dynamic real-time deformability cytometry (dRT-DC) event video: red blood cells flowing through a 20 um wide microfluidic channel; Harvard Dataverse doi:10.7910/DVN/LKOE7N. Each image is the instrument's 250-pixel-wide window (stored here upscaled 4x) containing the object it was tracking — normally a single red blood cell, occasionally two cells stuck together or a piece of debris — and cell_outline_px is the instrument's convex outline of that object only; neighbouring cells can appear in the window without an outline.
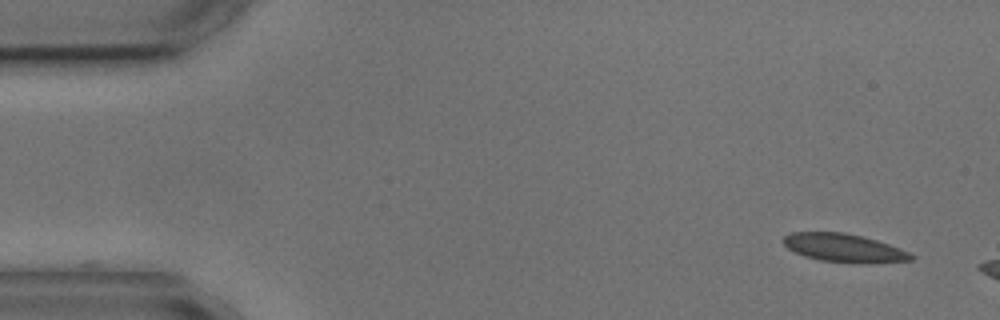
{"species": "common noctule bat (a hibernating species)", "species_latin": "Nyctalus noctula", "temperature_condition": "cold", "stored_images_in_passage": 3, "camera_frame_rate_fps": 3000, "um_per_image_px": 0.085, "animal": {"sex": "male", "body_mass_g": 17.9, "forearm_length_mm": 54.2}, "frame": {"image": 1, "passage_image": 1, "time_ms": 0.0, "image_size_px": [1000, 320], "cell_outline_px": [[916, 256], [912, 260], [868, 264], [820, 260], [804, 256], [788, 248], [784, 244], [784, 236], [792, 232], [844, 232], [876, 240], [900, 248]], "centroid_in_image_um": [71.77, 21.08], "position_along_channel_um": 13.2, "area_um2": 20.98}}